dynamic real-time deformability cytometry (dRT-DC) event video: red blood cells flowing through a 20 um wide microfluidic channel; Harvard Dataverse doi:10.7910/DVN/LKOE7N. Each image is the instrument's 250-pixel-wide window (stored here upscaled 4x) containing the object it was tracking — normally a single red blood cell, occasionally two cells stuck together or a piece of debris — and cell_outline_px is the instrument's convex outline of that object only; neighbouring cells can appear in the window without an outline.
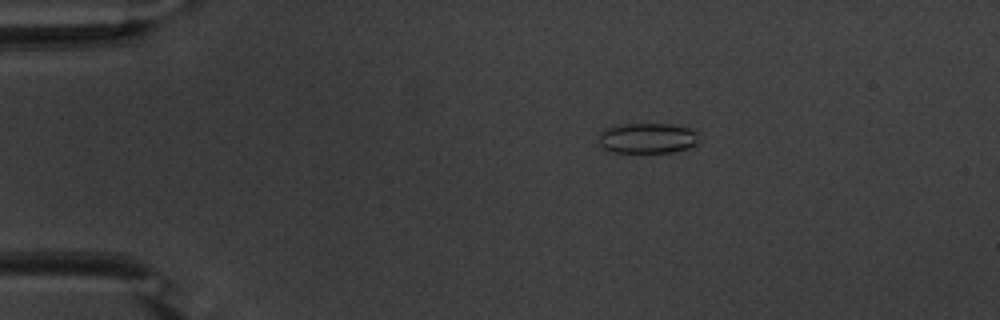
{"species": "common noctule bat (a hibernating species)", "species_latin": "Nyctalus noctula", "temperature_condition": "warm", "stored_images_in_passage": 54, "camera_frame_rate_fps": 3000, "um_per_image_px": 0.085, "animal": {"sex": "male", "body_mass_g": 20.1, "forearm_length_mm": 53.5}, "frame": {"image": 1, "passage_image": 11, "time_ms": 3.333, "image_size_px": [1000, 320], "cell_outline_px": [[696, 144], [688, 148], [672, 152], [612, 152], [604, 148], [600, 144], [600, 132], [608, 128], [624, 124], [668, 124], [688, 128], [696, 132]], "centroid_in_image_um": [55.02, 11.75], "position_along_channel_um": 30.0, "area_um2": 17.34}}
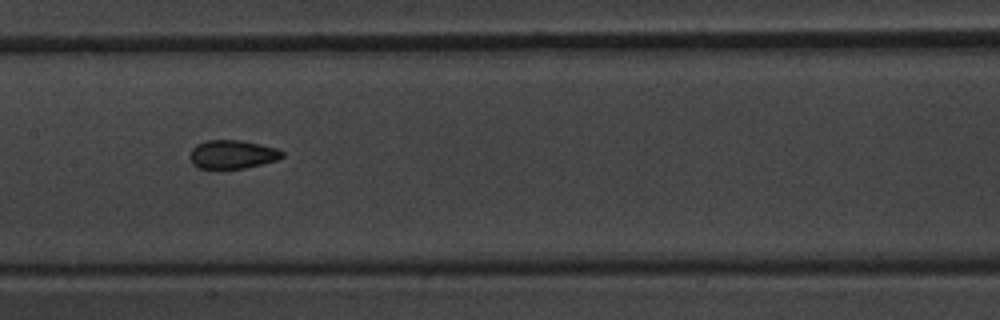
{"frame": {"image": 2, "passage_image": 28, "time_ms": 9.0, "image_size_px": [1000, 320], "cell_outline_px": [[284, 156], [276, 160], [244, 168], [200, 168], [192, 164], [188, 156], [192, 148], [196, 144], [208, 140], [240, 140], [260, 144], [276, 148], [284, 152]], "centroid_in_image_um": [19.72, 13.11], "position_along_channel_um": 187.7, "area_um2": 15.32}}
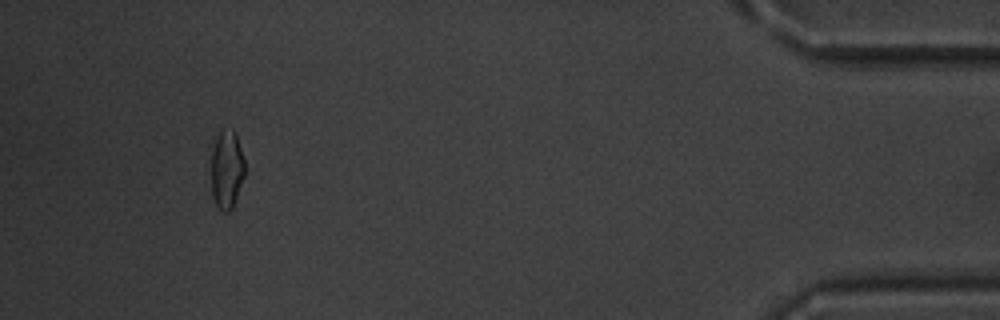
{"frame": {"image": 3, "passage_image": 51, "time_ms": 16.667, "image_size_px": [1000, 320], "cell_outline_px": [[244, 176], [232, 208], [228, 212], [224, 212], [216, 204], [212, 196], [212, 136], [220, 132], [232, 128], [236, 132], [244, 160]], "centroid_in_image_um": [19.26, 14.34], "position_along_channel_um": 415.9, "area_um2": 15.43}, "authors_computed_cell_mechanics": {"area_um2": 16.0395, "velocity_mm_per_s": 3.7954, "shape_relaxation_time_tau1_ms": 5.6469, "shape_relaxation_time_tau2_ms": 1.1334, "deformation_change_tau1": 0.1404, "deformation_change_tau2": 0.0594}}